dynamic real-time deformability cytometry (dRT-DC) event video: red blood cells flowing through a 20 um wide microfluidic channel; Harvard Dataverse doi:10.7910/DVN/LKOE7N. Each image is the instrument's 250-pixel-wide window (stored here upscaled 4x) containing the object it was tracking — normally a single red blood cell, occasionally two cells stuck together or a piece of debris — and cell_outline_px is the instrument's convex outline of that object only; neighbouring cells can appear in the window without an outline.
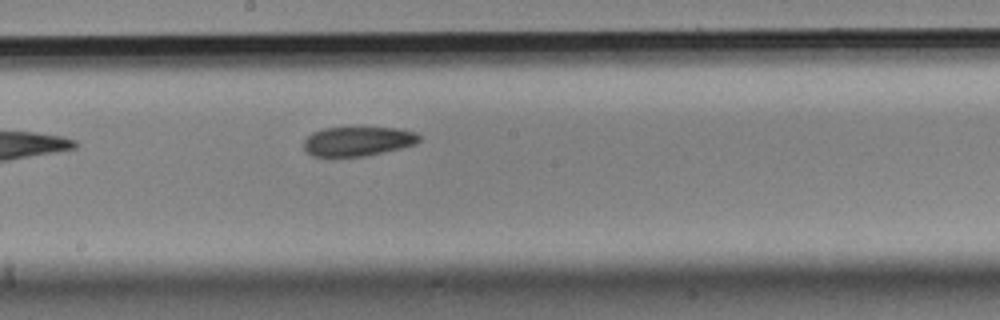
{"species": "Egyptian fruit bat (a non-hibernating species)", "species_latin": "Rousettus aegyptiacus", "temperature_condition": "cold", "stored_images_in_passage": 7, "camera_frame_rate_fps": 3000, "um_per_image_px": 0.085, "animal": {"sex": "male"}, "frame": {"image": 1, "passage_image": 7, "time_ms": 2.0, "image_size_px": [1000, 320], "cell_outline_px": [[420, 140], [416, 144], [400, 148], [364, 156], [312, 156], [304, 152], [304, 140], [312, 132], [324, 128], [400, 128], [416, 132], [420, 136]], "centroid_in_image_um": [30.4, 12.01], "position_along_channel_um": 217.8, "area_um2": 19.71}}